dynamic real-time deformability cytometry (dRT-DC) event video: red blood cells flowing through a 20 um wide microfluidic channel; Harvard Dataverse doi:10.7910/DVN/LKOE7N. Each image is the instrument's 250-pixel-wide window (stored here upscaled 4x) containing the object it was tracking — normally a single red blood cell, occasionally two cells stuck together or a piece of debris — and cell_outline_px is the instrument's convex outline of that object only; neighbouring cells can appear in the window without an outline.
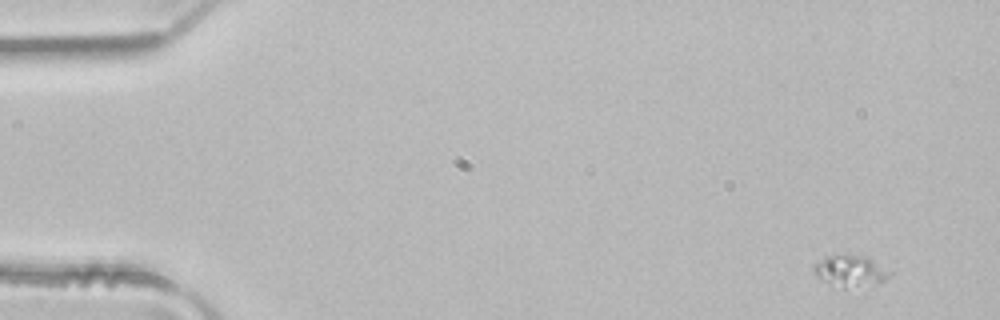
{"species": "common noctule bat (a hibernating species)", "species_latin": "Nyctalus noctula", "temperature_condition": "room temperature", "stored_images_in_passage": 5, "camera_frame_rate_fps": 3000, "um_per_image_px": 0.085, "animal": {"sex": "male", "body_mass_g": 21.5, "forearm_length_mm": 52.0}, "frame": {"image": 1, "passage_image": 1, "time_ms": 0.0, "image_size_px": [1000, 320], "cell_outline_px": [[892, 272], [884, 280], [876, 284], [844, 288], [832, 288], [816, 276], [812, 268], [812, 264], [824, 256], [868, 256]], "centroid_in_image_um": [72.21, 23.06], "position_along_channel_um": 12.8, "area_um2": 14.1}}
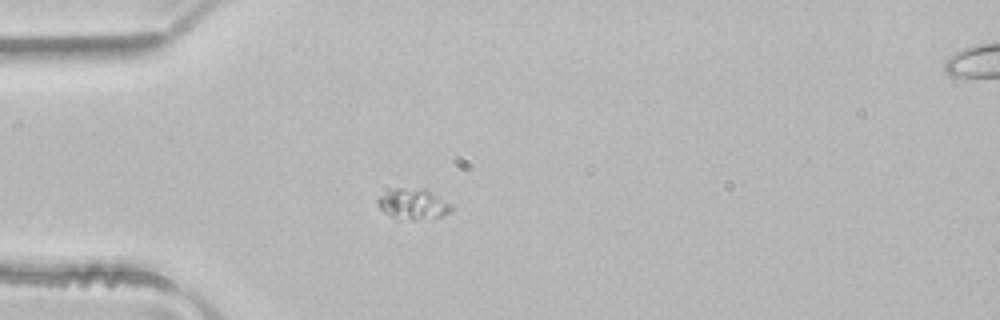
{"frame": {"image": 2, "passage_image": 4, "time_ms": 1.0, "image_size_px": [1000, 320], "cell_outline_px": [[452, 208], [448, 212], [440, 216], [416, 220], [412, 220], [392, 216], [384, 212], [376, 204], [376, 200], [384, 188], [428, 188], [452, 204]], "centroid_in_image_um": [35.07, 17.28], "position_along_channel_um": 49.9, "area_um2": 13.53}}